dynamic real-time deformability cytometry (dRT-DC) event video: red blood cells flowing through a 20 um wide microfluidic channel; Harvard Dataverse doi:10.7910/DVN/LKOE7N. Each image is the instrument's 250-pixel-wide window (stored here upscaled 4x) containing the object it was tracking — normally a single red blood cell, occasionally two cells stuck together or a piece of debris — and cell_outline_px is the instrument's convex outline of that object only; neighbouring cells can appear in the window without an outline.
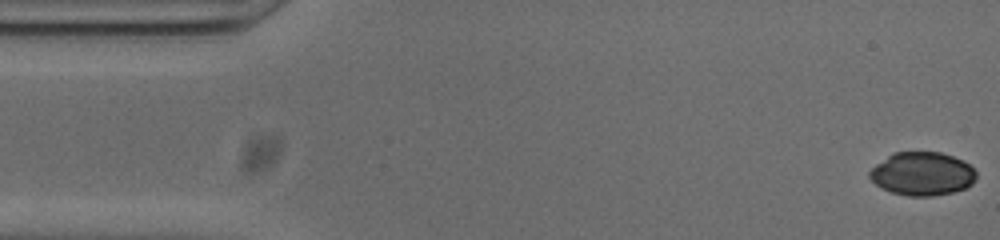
{"species": "common noctule bat (a hibernating species)", "species_latin": "Nyctalus noctula", "temperature_condition": "cold", "stored_images_in_passage": 52, "camera_frame_rate_fps": 3000, "um_per_image_px": 0.085, "animal": {"sex": "male", "body_mass_g": 20.0, "forearm_length_mm": 53.3}, "frame": {"image": 1, "passage_image": 1, "time_ms": 0.0, "image_size_px": [1000, 240], "cell_outline_px": [[976, 180], [972, 184], [964, 188], [952, 192], [932, 196], [908, 196], [892, 192], [880, 188], [868, 176], [868, 172], [876, 164], [892, 152], [940, 152], [964, 160], [976, 172]], "centroid_in_image_um": [78.38, 14.77], "position_along_channel_um": 6.6, "area_um2": 27.05}}
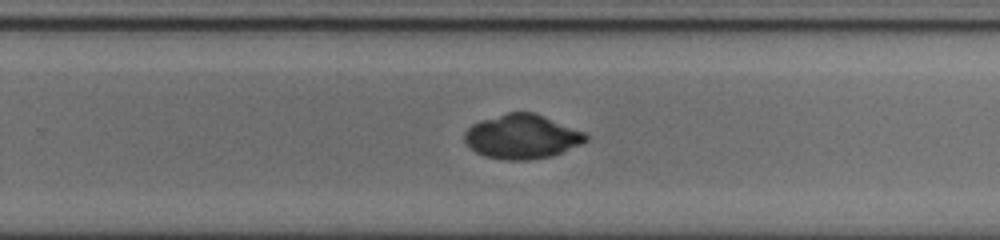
{"frame": {"image": 2, "passage_image": 32, "time_ms": 10.333, "image_size_px": [1000, 240], "cell_outline_px": [[588, 140], [580, 144], [552, 156], [528, 160], [504, 160], [484, 156], [476, 152], [464, 140], [464, 132], [472, 124], [480, 120], [508, 112], [532, 112], [584, 132], [588, 136]], "centroid_in_image_um": [44.34, 11.62], "position_along_channel_um": 285.5, "area_um2": 31.04}}
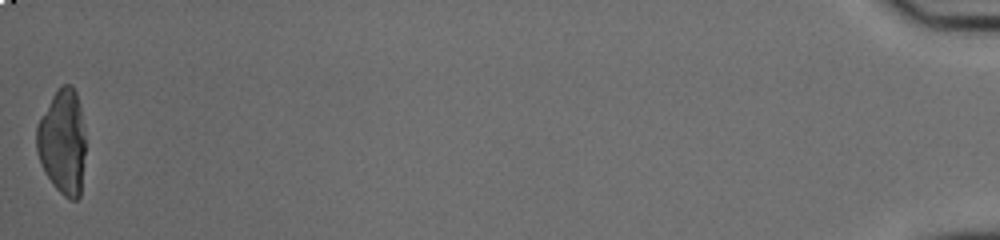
{"frame": {"image": 3, "passage_image": 52, "time_ms": 17.0, "image_size_px": [1000, 240], "cell_outline_px": [[84, 164], [80, 196], [76, 200], [72, 200], [64, 196], [52, 184], [44, 172], [36, 152], [36, 124], [40, 116], [52, 96], [64, 84], [72, 84], [76, 92], [80, 108], [84, 132]], "centroid_in_image_um": [5.29, 12.08], "position_along_channel_um": 429.9, "area_um2": 30.06}}